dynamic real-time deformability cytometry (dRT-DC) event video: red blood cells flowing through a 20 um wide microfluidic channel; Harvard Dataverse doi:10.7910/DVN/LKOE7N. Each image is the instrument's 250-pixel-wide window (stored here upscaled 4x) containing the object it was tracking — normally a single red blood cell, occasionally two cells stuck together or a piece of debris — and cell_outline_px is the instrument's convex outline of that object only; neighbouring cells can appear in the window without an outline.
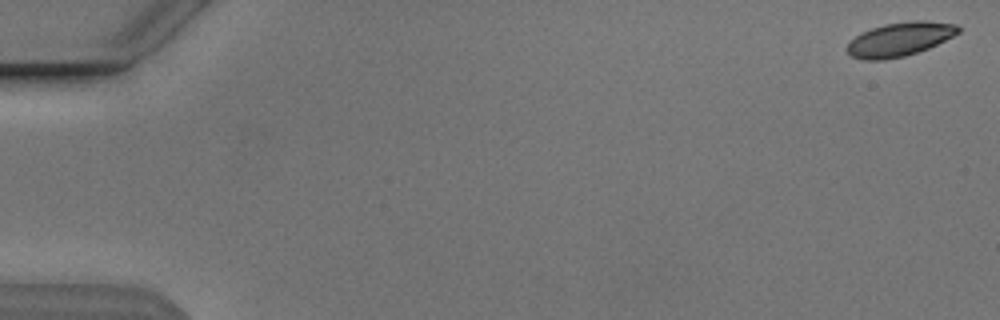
{"species": "Egyptian fruit bat (a non-hibernating species)", "species_latin": "Rousettus aegyptiacus", "temperature_condition": "cold", "stored_images_in_passage": 33, "camera_frame_rate_fps": 3000, "um_per_image_px": 0.085, "animal": {"sex": "male"}, "frame": {"image": 1, "passage_image": 2, "time_ms": 0.333, "image_size_px": [1000, 320], "cell_outline_px": [[960, 32], [928, 48], [904, 56], [884, 60], [864, 60], [852, 56], [844, 48], [860, 32], [884, 24], [912, 20], [924, 20], [956, 24], [960, 28]], "centroid_in_image_um": [76.45, 3.33], "position_along_channel_um": 8.5, "area_um2": 21.85}}
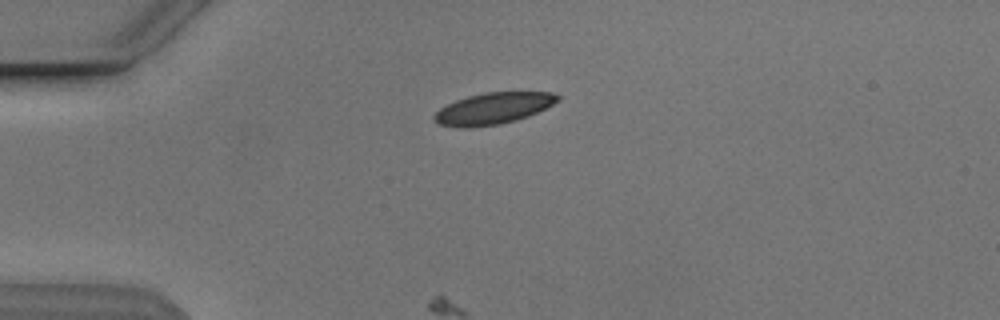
{"frame": {"image": 2, "passage_image": 15, "time_ms": 4.667, "image_size_px": [1000, 320], "cell_outline_px": [[560, 100], [528, 116], [516, 120], [500, 124], [464, 128], [440, 124], [432, 120], [432, 116], [440, 108], [456, 100], [468, 96], [484, 92], [552, 92], [560, 96]], "centroid_in_image_um": [41.9, 9.21], "position_along_channel_um": 43.1, "area_um2": 22.48}}